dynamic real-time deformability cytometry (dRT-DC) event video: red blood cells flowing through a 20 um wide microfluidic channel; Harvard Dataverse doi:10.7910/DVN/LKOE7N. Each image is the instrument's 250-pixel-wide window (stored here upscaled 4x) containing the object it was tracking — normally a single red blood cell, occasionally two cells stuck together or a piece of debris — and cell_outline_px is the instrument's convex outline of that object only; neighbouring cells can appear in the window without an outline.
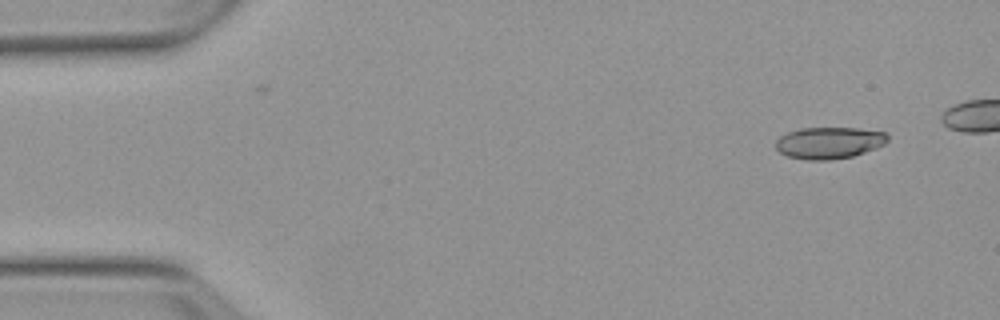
{"species": "Egyptian fruit bat (a non-hibernating species)", "species_latin": "Rousettus aegyptiacus", "temperature_condition": "warm", "stored_images_in_passage": 5, "camera_frame_rate_fps": 3000, "um_per_image_px": 0.085, "animal": {"sex": "female"}, "frame": {"image": 1, "passage_image": 1, "time_ms": 0.0, "image_size_px": [1000, 320], "cell_outline_px": [[888, 140], [884, 144], [876, 148], [852, 156], [832, 160], [808, 160], [788, 156], [780, 152], [776, 148], [776, 140], [780, 136], [788, 132], [800, 128], [856, 128], [888, 132]], "centroid_in_image_um": [70.49, 12.13], "position_along_channel_um": 14.5, "area_um2": 20.69}}